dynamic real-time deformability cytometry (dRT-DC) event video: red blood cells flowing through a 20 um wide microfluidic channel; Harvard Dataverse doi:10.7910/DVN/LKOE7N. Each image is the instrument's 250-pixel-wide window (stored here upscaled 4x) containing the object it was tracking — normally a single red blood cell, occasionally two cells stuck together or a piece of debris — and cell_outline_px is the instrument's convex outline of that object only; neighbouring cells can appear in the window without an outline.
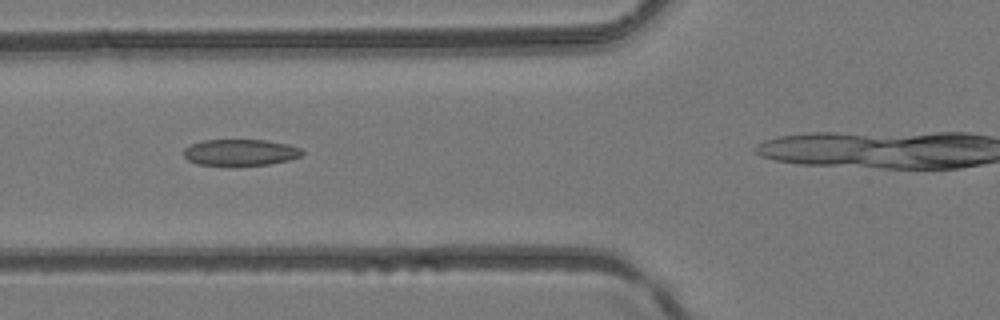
{"species": "common noctule bat (a hibernating species)", "species_latin": "Nyctalus noctula", "temperature_condition": "room temperature", "stored_images_in_passage": 4, "camera_frame_rate_fps": 3000, "um_per_image_px": 0.085, "animal": {"sex": "female", "body_mass_g": 24.6, "forearm_length_mm": 56.2}, "frame": {"image": 1, "passage_image": 2, "time_ms": 0.333, "image_size_px": [1000, 320], "cell_outline_px": [[304, 152], [300, 156], [288, 160], [268, 164], [196, 164], [188, 160], [184, 156], [184, 148], [192, 144], [204, 140], [264, 140], [288, 144], [300, 148]], "centroid_in_image_um": [20.43, 12.93], "position_along_channel_um": 105.4, "area_um2": 17.74}}